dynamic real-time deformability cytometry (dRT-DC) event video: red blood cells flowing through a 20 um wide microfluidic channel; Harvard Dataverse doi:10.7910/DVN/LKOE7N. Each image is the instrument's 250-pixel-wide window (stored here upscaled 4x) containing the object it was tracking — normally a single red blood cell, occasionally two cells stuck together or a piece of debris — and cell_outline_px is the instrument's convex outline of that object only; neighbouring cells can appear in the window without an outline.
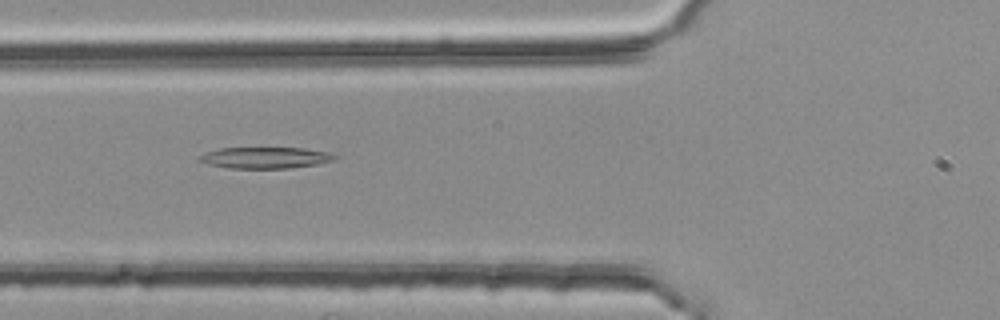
{"species": "common noctule bat (a hibernating species)", "species_latin": "Nyctalus noctula", "temperature_condition": "room temperature", "stored_images_in_passage": 55, "segment_of_instrument_passage": [2, 3], "camera_frame_rate_fps": 3000, "um_per_image_px": 0.085, "animal": {"sex": "female", "body_mass_g": 25.1}, "frame": {"image": 1, "passage_image": 20, "time_ms": 6.333, "image_size_px": [1000, 320], "cell_outline_px": [[336, 156], [332, 160], [316, 164], [288, 168], [228, 168], [208, 164], [196, 160], [196, 156], [204, 152], [220, 148], [304, 148], [328, 152]], "centroid_in_image_um": [22.44, 13.4], "position_along_channel_um": 103.4, "area_um2": 16.76}}
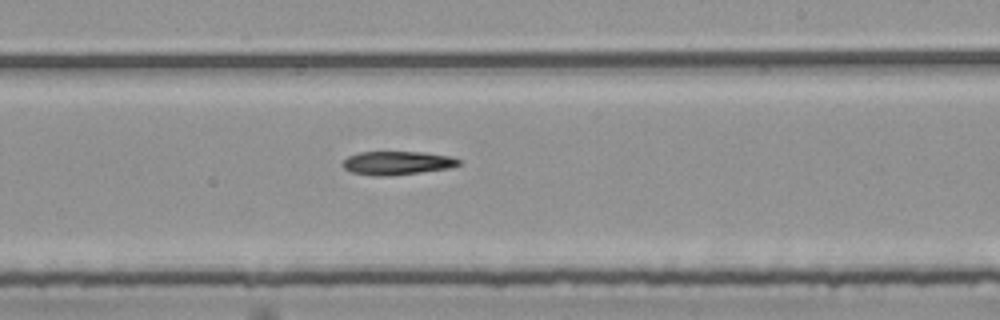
{"frame": {"image": 2, "passage_image": 32, "time_ms": 10.333, "image_size_px": [1000, 320], "cell_outline_px": [[464, 164], [448, 168], [388, 176], [372, 176], [352, 172], [344, 168], [340, 164], [348, 156], [360, 152], [424, 152], [448, 156], [464, 160]], "centroid_in_image_um": [33.77, 13.85], "position_along_channel_um": 255.2, "area_um2": 16.01}}
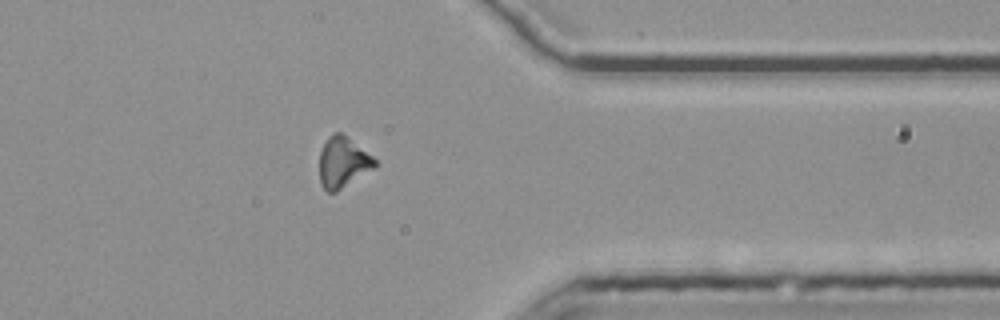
{"frame": {"image": 3, "passage_image": 43, "time_ms": 14.0, "image_size_px": [1000, 320], "cell_outline_px": [[376, 164], [372, 168], [336, 192], [328, 192], [320, 184], [320, 152], [328, 136], [336, 132], [340, 132], [372, 156], [376, 160]], "centroid_in_image_um": [29.11, 13.8], "position_along_channel_um": 382.3, "area_um2": 15.84}}